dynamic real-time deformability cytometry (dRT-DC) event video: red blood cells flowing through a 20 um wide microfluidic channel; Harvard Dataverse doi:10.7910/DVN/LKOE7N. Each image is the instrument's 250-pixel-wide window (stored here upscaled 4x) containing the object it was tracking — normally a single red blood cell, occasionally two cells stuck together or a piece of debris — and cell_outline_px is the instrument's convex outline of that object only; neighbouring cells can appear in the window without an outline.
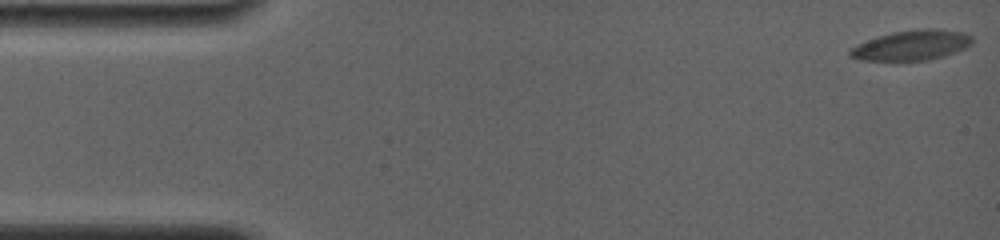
{"species": "common noctule bat (a hibernating species)", "species_latin": "Nyctalus noctula", "temperature_condition": "room temperature", "stored_images_in_passage": 30, "camera_frame_rate_fps": 4000, "um_per_image_px": 0.085, "animal": {"sex": "female", "body_mass_g": 19.0, "forearm_length_mm": 56.7}, "frame": {"image": 1, "passage_image": 1, "time_ms": 0.0, "image_size_px": [1000, 240], "cell_outline_px": [[972, 44], [964, 48], [944, 56], [928, 60], [860, 60], [848, 56], [848, 48], [856, 44], [892, 32], [920, 28], [940, 28], [964, 32], [972, 36]], "centroid_in_image_um": [77.49, 3.83], "position_along_channel_um": 7.5, "area_um2": 21.56}}
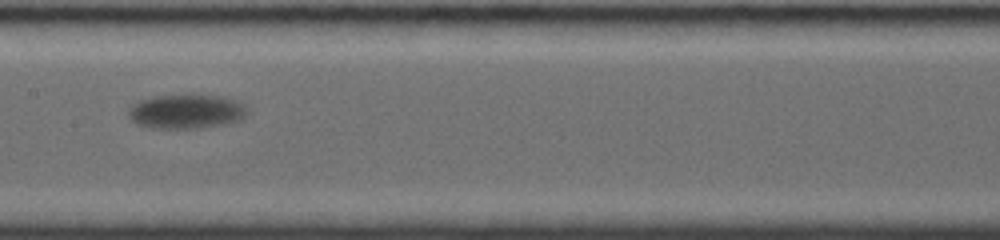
{"frame": {"image": 2, "passage_image": 13, "time_ms": 9.0, "image_size_px": [1000, 240], "cell_outline_px": [[248, 112], [240, 120], [224, 124], [200, 128], [156, 128], [136, 124], [128, 116], [128, 108], [132, 104], [140, 100], [152, 96], [224, 96], [236, 100]], "centroid_in_image_um": [15.79, 9.49], "position_along_channel_um": 191.6, "area_um2": 23.41}}
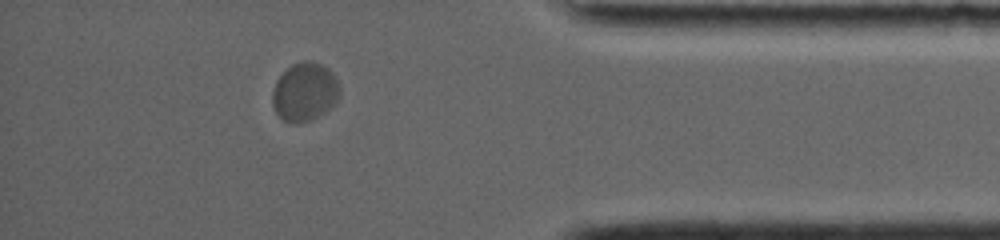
{"frame": {"image": 3, "passage_image": 26, "time_ms": 15.75, "image_size_px": [1000, 240], "cell_outline_px": [[340, 96], [332, 108], [312, 120], [296, 124], [292, 124], [284, 120], [276, 112], [272, 104], [272, 92], [276, 80], [292, 64], [304, 60], [312, 60], [328, 68], [332, 72], [340, 88]], "centroid_in_image_um": [25.91, 7.83], "position_along_channel_um": 409.3, "area_um2": 23.24}, "authors_computed_cell_mechanics": {"area_um2": 22.5998, "velocity_mm_per_s": 3.4685, "shape_relaxation_time_tau1_ms": 2.1675, "shape_relaxation_time_tau2_ms": null, "deformation_change_tau1": 0.0838, "deformation_change_tau2": null}}